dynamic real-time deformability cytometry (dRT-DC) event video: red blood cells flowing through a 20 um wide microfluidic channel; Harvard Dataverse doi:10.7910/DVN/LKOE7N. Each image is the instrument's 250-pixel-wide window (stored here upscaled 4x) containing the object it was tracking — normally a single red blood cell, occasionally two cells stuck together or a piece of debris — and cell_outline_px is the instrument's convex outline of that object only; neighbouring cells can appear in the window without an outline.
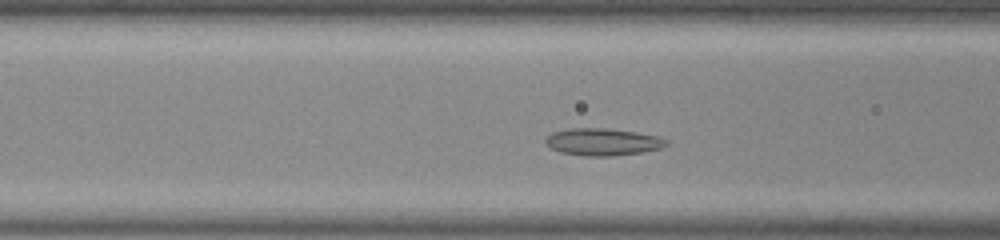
{"species": "common noctule bat (a hibernating species)", "species_latin": "Nyctalus noctula", "temperature_condition": "room temperature", "stored_images_in_passage": 45, "camera_frame_rate_fps": 3000, "um_per_image_px": 0.085, "animal": {"sex": "male", "body_mass_g": 20.0, "forearm_length_mm": 53.3}, "frame": {"image": 1, "passage_image": 13, "time_ms": 4.0, "image_size_px": [1000, 240], "cell_outline_px": [[668, 144], [660, 148], [644, 152], [612, 156], [584, 156], [560, 152], [544, 144], [544, 140], [552, 132], [568, 128], [604, 128], [636, 132], [660, 136], [668, 140]], "centroid_in_image_um": [51.23, 12.06], "position_along_channel_um": 115.4, "area_um2": 19.31}}
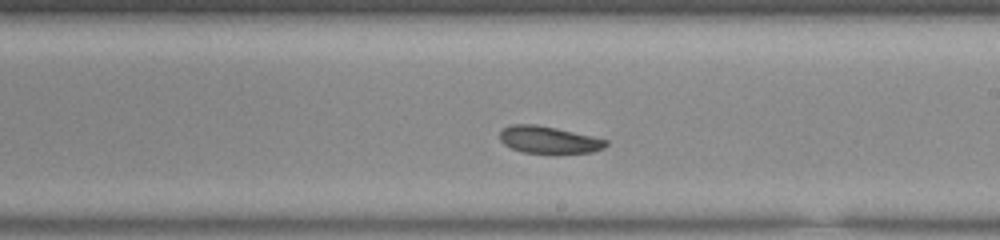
{"frame": {"image": 2, "passage_image": 23, "time_ms": 7.333, "image_size_px": [1000, 240], "cell_outline_px": [[608, 144], [604, 148], [592, 152], [556, 156], [524, 152], [512, 148], [504, 144], [500, 140], [500, 132], [504, 128], [512, 124], [536, 124], [556, 128], [592, 136], [608, 140]], "centroid_in_image_um": [46.68, 11.93], "position_along_channel_um": 242.3, "area_um2": 17.4}}
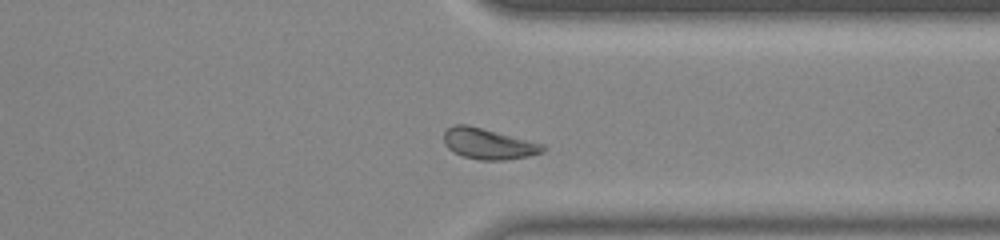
{"frame": {"image": 3, "passage_image": 33, "time_ms": 10.667, "image_size_px": [1000, 240], "cell_outline_px": [[548, 148], [544, 152], [528, 156], [504, 160], [480, 160], [460, 156], [452, 152], [444, 144], [444, 132], [452, 124], [468, 124], [544, 144]], "centroid_in_image_um": [41.5, 12.22], "position_along_channel_um": 369.9, "area_um2": 18.03}, "authors_computed_cell_mechanics": {"area_um2": 18.1492, "velocity_mm_per_s": 3.8202, "shape_relaxation_time_tau1_ms": null, "shape_relaxation_time_tau2_ms": 10.4317, "deformation_change_tau1": null, "deformation_change_tau2": 0.1346}}